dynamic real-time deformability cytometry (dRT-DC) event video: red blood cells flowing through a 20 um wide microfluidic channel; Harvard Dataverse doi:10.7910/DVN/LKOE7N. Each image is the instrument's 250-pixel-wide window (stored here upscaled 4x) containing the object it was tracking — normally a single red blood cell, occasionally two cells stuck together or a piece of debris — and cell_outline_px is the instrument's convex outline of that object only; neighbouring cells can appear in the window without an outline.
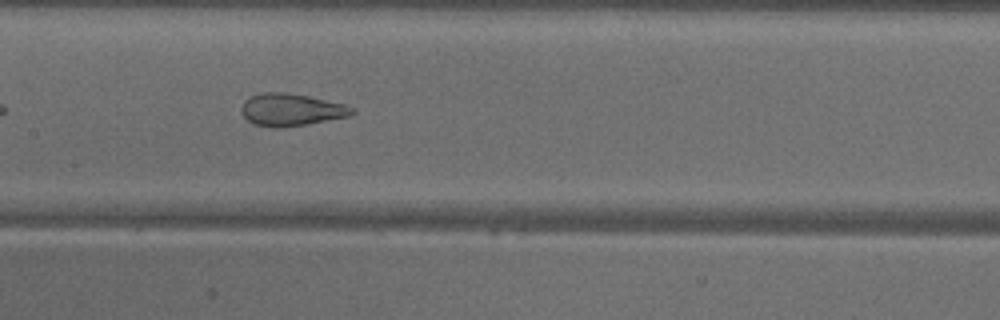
{"species": "common noctule bat (a hibernating species)", "species_latin": "Nyctalus noctula", "temperature_condition": "warm", "stored_images_in_passage": 38, "camera_frame_rate_fps": 3000, "um_per_image_px": 0.085, "animal": {"sex": "male", "body_mass_g": 18.8}, "frame": {"image": 1, "passage_image": 12, "time_ms": 3.667, "image_size_px": [1000, 320], "cell_outline_px": [[356, 112], [348, 116], [308, 124], [280, 128], [272, 128], [252, 124], [240, 112], [240, 108], [244, 100], [260, 92], [284, 92], [308, 96], [344, 104], [356, 108]], "centroid_in_image_um": [24.72, 9.33], "position_along_channel_um": 182.7, "area_um2": 21.04}, "authors_computed_cell_mechanics": {"area_um2": 23.4957, "velocity_mm_per_s": 4.1011, "shape_relaxation_time_tau1_ms": null, "shape_relaxation_time_tau2_ms": 0.9449, "deformation_change_tau1": null, "deformation_change_tau2": 0.0959}}